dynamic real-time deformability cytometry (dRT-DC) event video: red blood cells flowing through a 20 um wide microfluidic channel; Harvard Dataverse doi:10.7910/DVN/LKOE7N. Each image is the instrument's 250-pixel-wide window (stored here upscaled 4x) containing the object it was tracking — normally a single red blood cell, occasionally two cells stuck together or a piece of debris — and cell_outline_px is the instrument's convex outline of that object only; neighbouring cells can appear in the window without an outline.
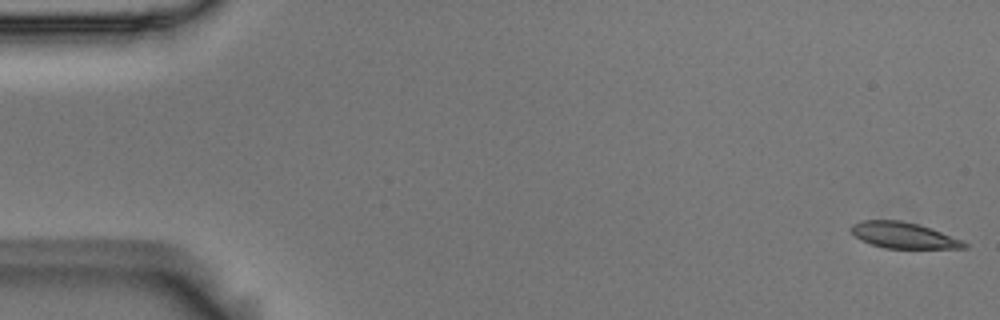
{"species": "Egyptian fruit bat (a non-hibernating species)", "species_latin": "Rousettus aegyptiacus", "temperature_condition": "room temperature", "stored_images_in_passage": 55, "camera_frame_rate_fps": 3000, "um_per_image_px": 0.085, "animal": {"sex": "male"}, "frame": {"image": 1, "passage_image": 1, "time_ms": 0.0, "image_size_px": [1000, 320], "cell_outline_px": [[968, 248], [884, 248], [860, 240], [848, 228], [852, 224], [860, 220], [900, 220], [932, 228], [960, 240], [968, 244]], "centroid_in_image_um": [76.75, 19.99], "position_along_channel_um": 8.3, "area_um2": 17.05}}
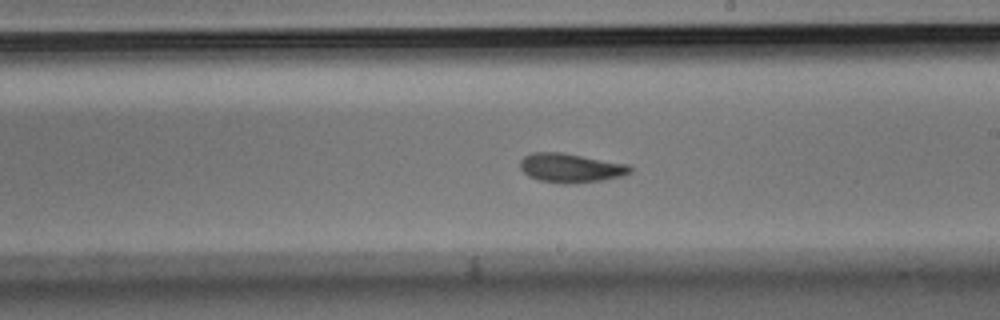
{"frame": {"image": 2, "passage_image": 31, "time_ms": 10.0, "image_size_px": [1000, 320], "cell_outline_px": [[632, 172], [620, 176], [604, 180], [568, 184], [564, 184], [540, 180], [528, 176], [520, 168], [520, 160], [524, 156], [532, 152], [564, 152], [628, 164], [632, 168]], "centroid_in_image_um": [48.5, 14.26], "position_along_channel_um": 240.5, "area_um2": 18.79}}
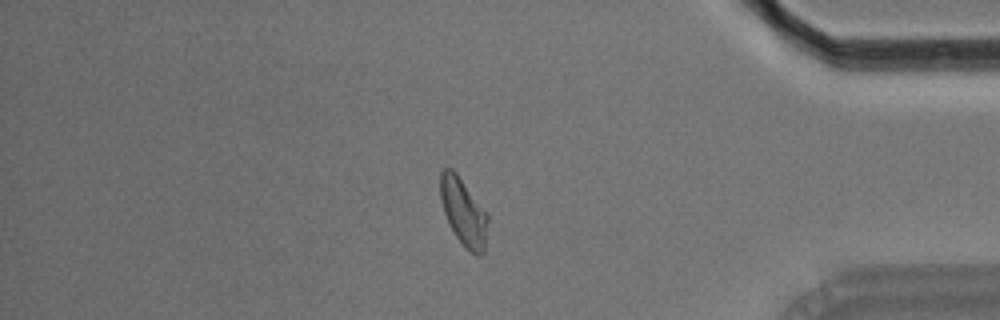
{"frame": {"image": 3, "passage_image": 46, "time_ms": 15.0, "image_size_px": [1000, 320], "cell_outline_px": [[488, 220], [484, 252], [480, 256], [476, 256], [456, 236], [444, 212], [440, 200], [440, 172], [444, 168], [452, 168], [456, 172], [488, 212]], "centroid_in_image_um": [39.41, 17.97], "position_along_channel_um": 395.8, "area_um2": 18.55}, "authors_computed_cell_mechanics": {"area_um2": 18.2648, "velocity_mm_per_s": 3.7063, "shape_relaxation_time_tau1_ms": 6.8127, "shape_relaxation_time_tau2_ms": 2.573, "deformation_change_tau1": 0.1903, "deformation_change_tau2": 0.0686}}